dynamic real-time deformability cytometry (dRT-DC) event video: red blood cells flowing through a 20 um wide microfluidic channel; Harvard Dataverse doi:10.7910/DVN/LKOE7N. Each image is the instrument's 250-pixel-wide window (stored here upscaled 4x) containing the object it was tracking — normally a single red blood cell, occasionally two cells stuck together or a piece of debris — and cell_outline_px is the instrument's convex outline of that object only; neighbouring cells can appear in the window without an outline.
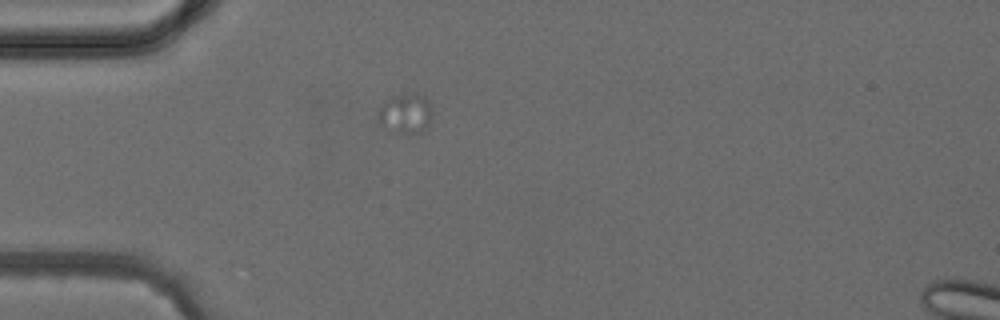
{"species": "common noctule bat (a hibernating species)", "species_latin": "Nyctalus noctula", "temperature_condition": "cold", "stored_images_in_passage": 3, "camera_frame_rate_fps": 3000, "um_per_image_px": 0.085, "animal": {"sex": "female", "body_mass_g": 24.6, "forearm_length_mm": 56.2}, "frame": {"image": 1, "passage_image": 2, "time_ms": 1.0, "image_size_px": [1000, 320], "cell_outline_px": [[432, 112], [428, 124], [424, 132], [408, 136], [392, 132], [380, 124], [376, 120], [376, 112], [380, 104], [388, 96], [412, 92], [416, 92], [424, 96], [428, 100], [432, 108]], "centroid_in_image_um": [34.42, 9.65], "position_along_channel_um": 50.6, "area_um2": 13.58}}